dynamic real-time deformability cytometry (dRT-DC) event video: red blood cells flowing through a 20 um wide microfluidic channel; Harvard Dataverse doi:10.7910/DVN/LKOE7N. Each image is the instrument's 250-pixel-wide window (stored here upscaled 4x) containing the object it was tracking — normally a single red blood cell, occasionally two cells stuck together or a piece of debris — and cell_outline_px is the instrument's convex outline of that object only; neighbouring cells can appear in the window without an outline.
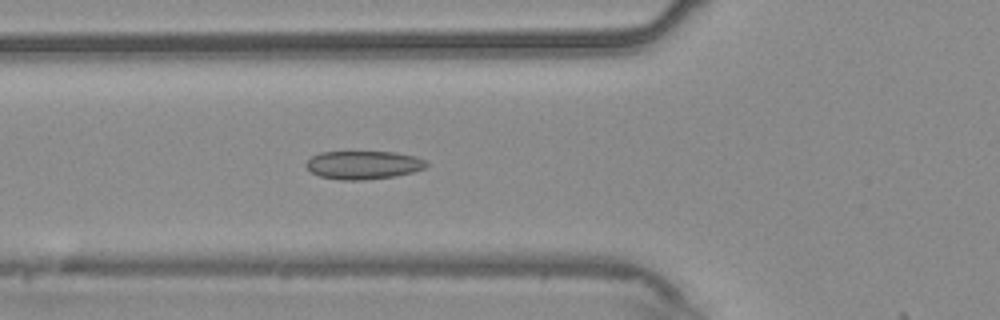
{"species": "common noctule bat (a hibernating species)", "species_latin": "Nyctalus noctula", "temperature_condition": "warm", "stored_images_in_passage": 11, "camera_frame_rate_fps": 3000, "um_per_image_px": 0.085, "animal": {"sex": "male", "body_mass_g": 20.4}, "frame": {"image": 1, "passage_image": 10, "time_ms": 3.0, "image_size_px": [1000, 320], "cell_outline_px": [[428, 164], [424, 168], [412, 172], [396, 176], [360, 180], [340, 180], [320, 176], [312, 172], [304, 164], [312, 156], [320, 152], [396, 152], [416, 156], [428, 160]], "centroid_in_image_um": [30.91, 14.01], "position_along_channel_um": 94.9, "area_um2": 19.88}}